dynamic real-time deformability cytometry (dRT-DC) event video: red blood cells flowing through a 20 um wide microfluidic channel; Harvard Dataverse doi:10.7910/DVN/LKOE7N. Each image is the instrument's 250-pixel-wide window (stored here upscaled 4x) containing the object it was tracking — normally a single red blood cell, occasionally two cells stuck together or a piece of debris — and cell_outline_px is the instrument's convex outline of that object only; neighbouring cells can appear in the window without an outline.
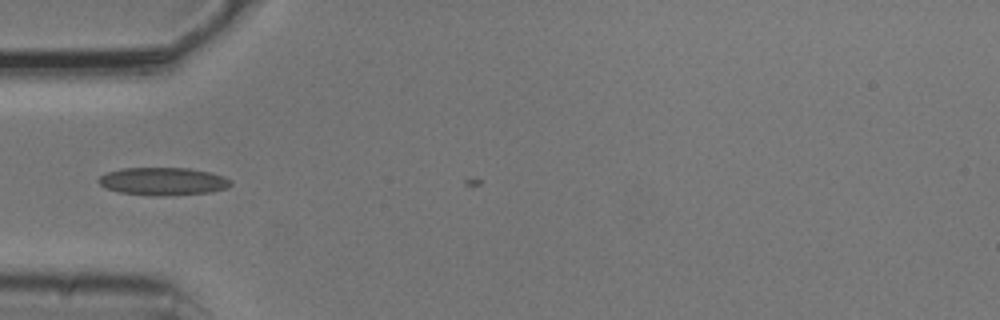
{"species": "common noctule bat (a hibernating species)", "species_latin": "Nyctalus noctula", "temperature_condition": "cold", "stored_images_in_passage": 2, "camera_frame_rate_fps": 3000, "um_per_image_px": 0.085, "animal": {"sex": "male", "body_mass_g": 20.5, "forearm_length_mm": 52.5}, "frame": {"image": 1, "passage_image": 1, "time_ms": 0.0, "image_size_px": [1000, 320], "cell_outline_px": [[232, 184], [228, 188], [212, 192], [164, 196], [156, 196], [120, 192], [108, 188], [100, 184], [96, 180], [100, 176], [108, 172], [120, 168], [188, 168], [212, 172], [224, 176], [232, 180]], "centroid_in_image_um": [13.91, 15.41], "position_along_channel_um": 71.1, "area_um2": 21.56}}